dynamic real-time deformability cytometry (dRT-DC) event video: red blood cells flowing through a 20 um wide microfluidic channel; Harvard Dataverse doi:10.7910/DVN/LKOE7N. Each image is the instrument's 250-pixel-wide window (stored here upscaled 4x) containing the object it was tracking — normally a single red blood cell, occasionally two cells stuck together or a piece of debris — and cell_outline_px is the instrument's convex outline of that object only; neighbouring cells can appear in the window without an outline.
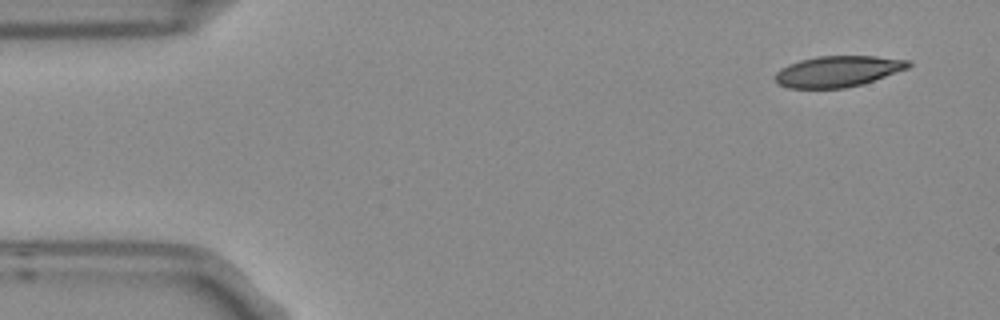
{"species": "Egyptian fruit bat (a non-hibernating species)", "species_latin": "Rousettus aegyptiacus", "temperature_condition": "room temperature", "stored_images_in_passage": 5, "segment_of_instrument_passage": [1, 2], "camera_frame_rate_fps": 3000, "um_per_image_px": 0.085, "frame": {"image": 1, "passage_image": 1, "time_ms": 0.0, "image_size_px": [1000, 320], "cell_outline_px": [[912, 64], [908, 68], [860, 84], [844, 88], [788, 88], [776, 84], [776, 72], [780, 68], [788, 64], [800, 60], [816, 56], [876, 56], [912, 60]], "centroid_in_image_um": [71.19, 6.05], "position_along_channel_um": 13.8, "area_um2": 23.99}}
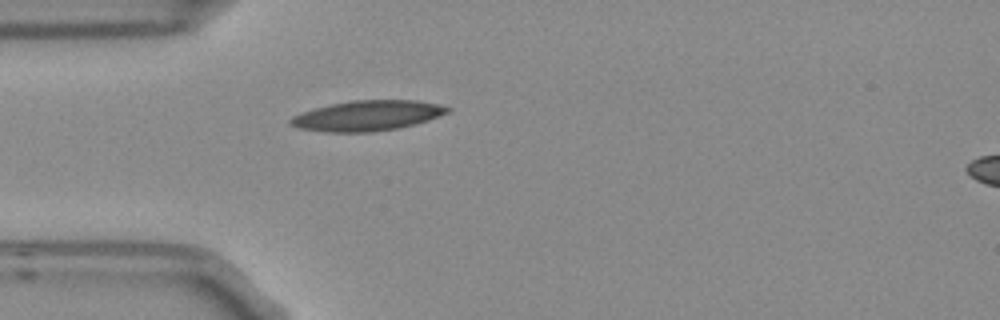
{"frame": {"image": 2, "passage_image": 4, "time_ms": 1.0, "image_size_px": [1000, 320], "cell_outline_px": [[452, 108], [448, 112], [428, 120], [416, 124], [400, 128], [372, 132], [324, 132], [296, 128], [288, 124], [288, 120], [292, 116], [300, 112], [332, 104], [352, 100], [416, 100], [436, 104]], "centroid_in_image_um": [31.17, 9.84], "position_along_channel_um": 53.8, "area_um2": 27.8}}